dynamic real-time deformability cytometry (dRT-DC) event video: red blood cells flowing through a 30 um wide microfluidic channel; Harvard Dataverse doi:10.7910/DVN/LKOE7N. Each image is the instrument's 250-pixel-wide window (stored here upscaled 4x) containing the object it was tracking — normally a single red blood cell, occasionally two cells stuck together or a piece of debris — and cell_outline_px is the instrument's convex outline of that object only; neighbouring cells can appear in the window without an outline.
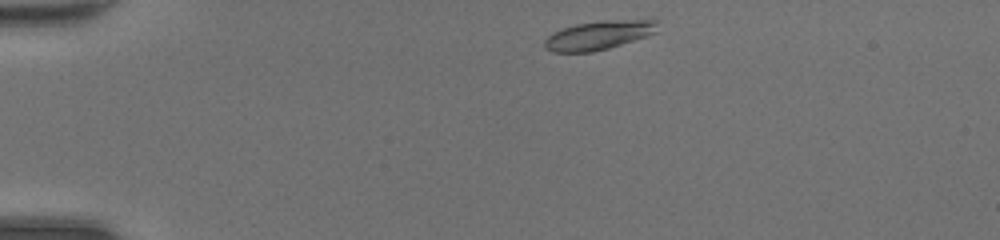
{"species": "common noctule bat (a hibernating species)", "species_latin": "Nyctalus noctula", "temperature_condition": "room temperature", "stored_images_in_passage": 38, "camera_frame_rate_fps": 3000, "um_per_image_px": 0.085, "animal": {"sex": "female", "body_mass_g": 20.0, "forearm_length_mm": 54.0}, "frame": {"image": 1, "passage_image": 1, "time_ms": 0.0, "image_size_px": [1000, 240], "cell_outline_px": [[660, 20], [656, 32], [608, 48], [592, 52], [552, 52], [544, 48], [544, 40], [552, 32], [576, 24], [604, 20]], "centroid_in_image_um": [50.85, 2.99], "position_along_channel_um": 34.1, "area_um2": 18.84}}
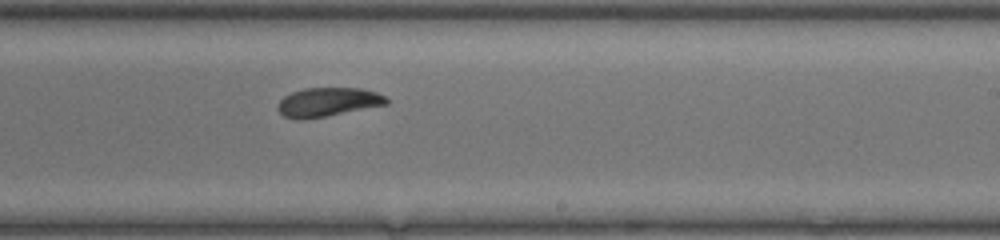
{"frame": {"image": 2, "passage_image": 21, "time_ms": 6.667, "image_size_px": [1000, 240], "cell_outline_px": [[388, 104], [304, 120], [296, 120], [284, 116], [276, 108], [276, 104], [284, 96], [292, 92], [304, 88], [360, 88], [376, 92], [384, 96], [388, 100]], "centroid_in_image_um": [27.81, 8.68], "position_along_channel_um": 261.2, "area_um2": 18.32}}
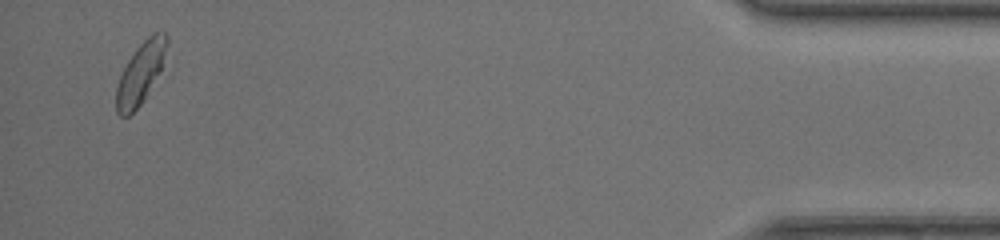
{"frame": {"image": 3, "passage_image": 37, "time_ms": 12.0, "image_size_px": [1000, 240], "cell_outline_px": [[168, 44], [160, 72], [144, 100], [128, 116], [120, 116], [116, 112], [116, 88], [120, 76], [128, 60], [136, 48], [152, 32], [164, 32], [168, 36]], "centroid_in_image_um": [11.96, 6.2], "position_along_channel_um": 423.2, "area_um2": 17.98}, "authors_computed_cell_mechanics": {"area_um2": 18.5249, "velocity_mm_per_s": 4.4038, "shape_relaxation_time_tau1_ms": 2.0801, "shape_relaxation_time_tau2_ms": 3.1614, "deformation_change_tau1": 0.112, "deformation_change_tau2": 0.0725}}